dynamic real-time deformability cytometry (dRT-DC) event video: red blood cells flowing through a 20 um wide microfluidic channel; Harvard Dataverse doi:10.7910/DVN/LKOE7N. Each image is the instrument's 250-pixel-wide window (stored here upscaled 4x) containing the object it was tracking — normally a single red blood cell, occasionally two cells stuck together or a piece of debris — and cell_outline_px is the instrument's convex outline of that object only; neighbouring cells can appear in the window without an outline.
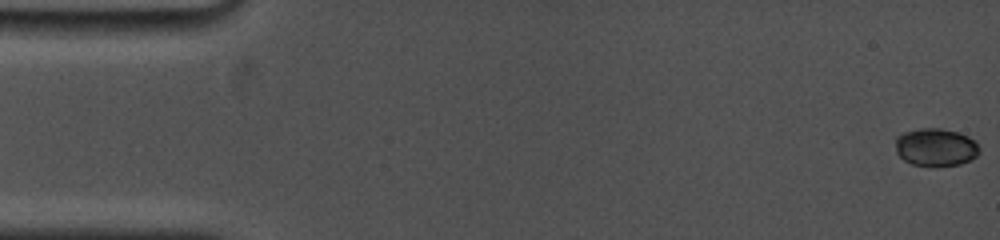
{"species": "common noctule bat (a hibernating species)", "species_latin": "Nyctalus noctula", "temperature_condition": "cold", "stored_images_in_passage": 33, "camera_frame_rate_fps": 5000, "um_per_image_px": 0.085, "animal": {"sex": "female", "body_mass_g": 19.0, "forearm_length_mm": 53.3}, "frame": {"image": 1, "passage_image": 1, "time_ms": 0.0, "image_size_px": [1000, 240], "cell_outline_px": [[980, 152], [976, 156], [960, 164], [912, 164], [904, 160], [896, 152], [896, 136], [904, 132], [920, 128], [940, 128], [956, 132], [968, 136], [976, 140], [980, 148]], "centroid_in_image_um": [79.55, 12.47], "position_along_channel_um": 5.5, "area_um2": 18.15}}
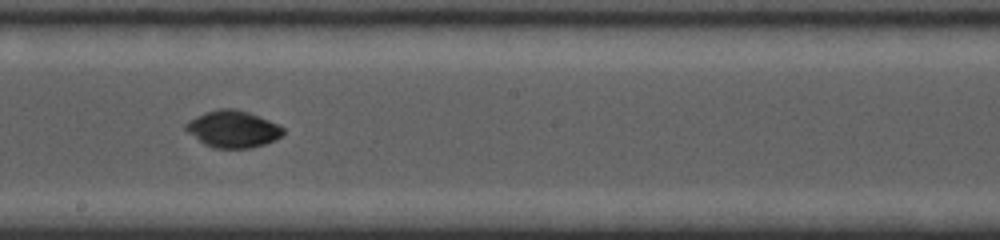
{"frame": {"image": 2, "passage_image": 16, "time_ms": 9.6, "image_size_px": [1000, 240], "cell_outline_px": [[284, 132], [280, 136], [264, 144], [248, 148], [216, 148], [204, 144], [188, 132], [184, 128], [184, 124], [188, 120], [204, 112], [220, 108], [236, 108], [248, 112], [268, 120], [284, 128]], "centroid_in_image_um": [19.75, 10.95], "position_along_channel_um": 228.5, "area_um2": 20.75}}
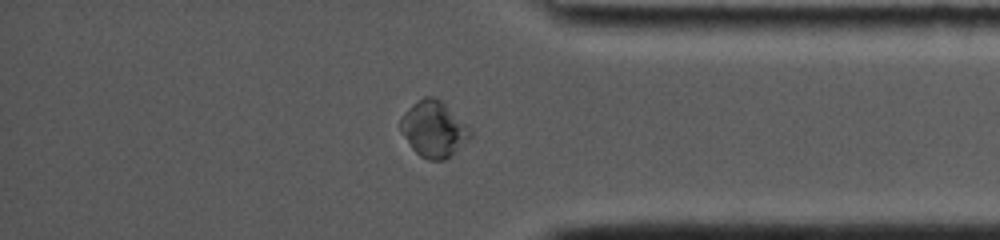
{"frame": {"image": 3, "passage_image": 27, "time_ms": 14.2, "image_size_px": [1000, 240], "cell_outline_px": [[472, 136], [444, 160], [428, 160], [420, 156], [412, 148], [404, 136], [400, 128], [400, 116], [412, 104], [424, 96], [432, 96], [440, 100], [472, 132]], "centroid_in_image_um": [36.81, 10.97], "position_along_channel_um": 398.4, "area_um2": 22.14}, "authors_computed_cell_mechanics": {"area_um2": 20.8658, "velocity_mm_per_s": 3.7665, "shape_relaxation_time_tau1_ms": 3.1309, "shape_relaxation_time_tau2_ms": null, "deformation_change_tau1": 0.0948, "deformation_change_tau2": null}}